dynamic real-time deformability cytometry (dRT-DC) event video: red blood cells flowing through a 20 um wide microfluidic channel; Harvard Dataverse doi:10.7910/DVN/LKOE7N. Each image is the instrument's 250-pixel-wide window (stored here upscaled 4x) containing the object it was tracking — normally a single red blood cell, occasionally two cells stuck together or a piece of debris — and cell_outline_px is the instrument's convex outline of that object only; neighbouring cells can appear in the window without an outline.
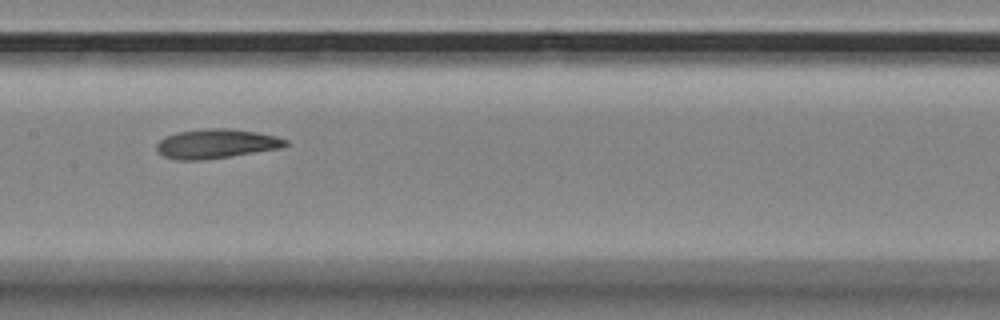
{"species": "Egyptian fruit bat (a non-hibernating species)", "species_latin": "Rousettus aegyptiacus", "temperature_condition": "room temperature", "stored_images_in_passage": 11, "camera_frame_rate_fps": 3000, "um_per_image_px": 0.085, "animal": {"sex": "female"}, "frame": {"image": 1, "passage_image": 8, "time_ms": 2.333, "image_size_px": [1000, 320], "cell_outline_px": [[288, 144], [280, 148], [228, 156], [200, 160], [176, 160], [164, 156], [156, 152], [156, 144], [160, 140], [176, 132], [208, 128], [228, 128], [256, 132], [276, 136], [288, 140]], "centroid_in_image_um": [18.34, 12.21], "position_along_channel_um": 189.1, "area_um2": 21.85}}
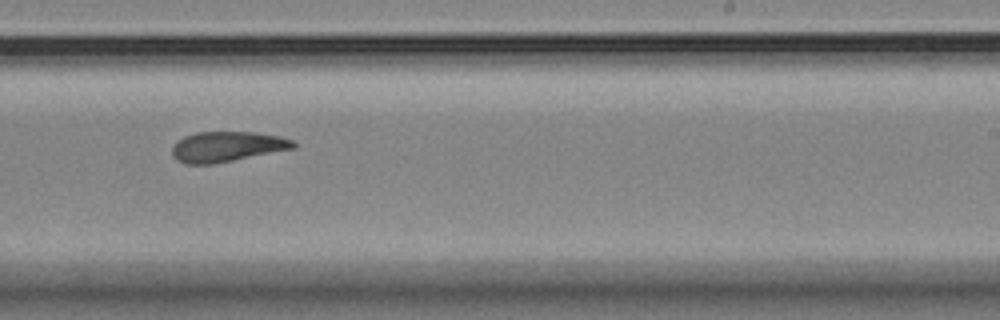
{"frame": {"image": 2, "passage_image": 10, "time_ms": 3.0, "image_size_px": [1000, 320], "cell_outline_px": [[296, 148], [216, 164], [184, 164], [176, 160], [172, 156], [172, 148], [176, 140], [184, 136], [196, 132], [252, 132], [280, 136], [292, 140], [296, 144]], "centroid_in_image_um": [19.27, 12.47], "position_along_channel_um": 269.7, "area_um2": 21.68}}
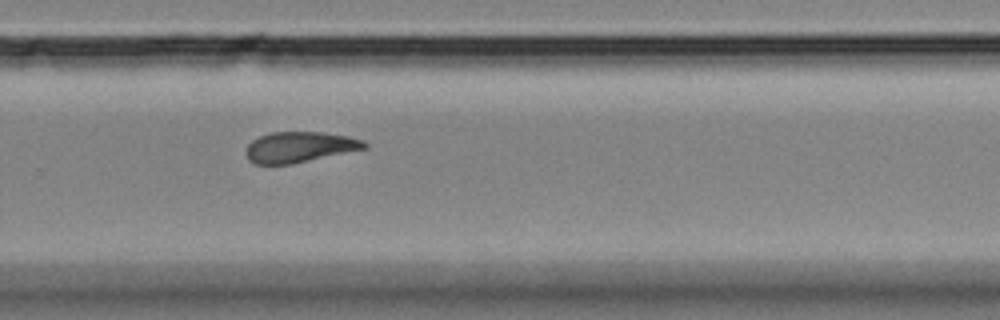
{"frame": {"image": 3, "passage_image": 11, "time_ms": 3.333, "image_size_px": [1000, 320], "cell_outline_px": [[368, 148], [292, 164], [256, 164], [248, 160], [244, 152], [248, 144], [252, 140], [260, 136], [272, 132], [324, 132], [348, 136], [364, 140], [368, 144]], "centroid_in_image_um": [25.47, 12.5], "position_along_channel_um": 304.3, "area_um2": 21.33}}